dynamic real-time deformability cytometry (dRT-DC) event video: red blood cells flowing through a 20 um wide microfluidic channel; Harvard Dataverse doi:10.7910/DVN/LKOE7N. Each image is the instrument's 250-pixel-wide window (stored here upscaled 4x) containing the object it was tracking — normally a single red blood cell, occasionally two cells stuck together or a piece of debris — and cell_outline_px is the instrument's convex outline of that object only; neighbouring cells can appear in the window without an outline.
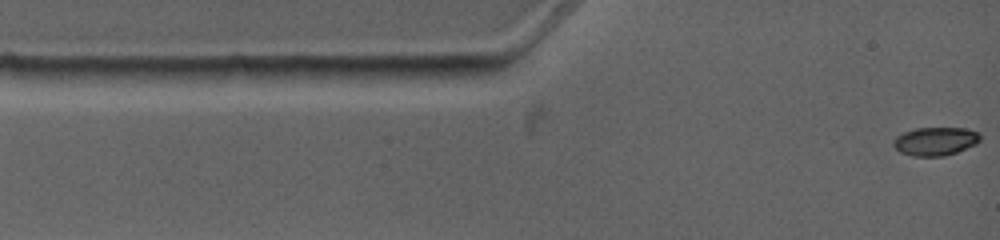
{"species": "common noctule bat (a hibernating species)", "species_latin": "Nyctalus noctula", "temperature_condition": "warm", "stored_images_in_passage": 5, "camera_frame_rate_fps": 4500, "um_per_image_px": 0.085, "animal": {"sex": "female", "body_mass_g": 19.0, "forearm_length_mm": 53.3}, "frame": {"image": 1, "passage_image": 1, "time_ms": 0.0, "image_size_px": [1000, 240], "cell_outline_px": [[980, 140], [976, 144], [956, 152], [944, 156], [912, 156], [900, 152], [892, 144], [892, 140], [896, 136], [904, 132], [916, 128], [964, 128], [976, 132], [980, 136]], "centroid_in_image_um": [79.47, 12.01], "position_along_channel_um": 5.5, "area_um2": 14.28}}
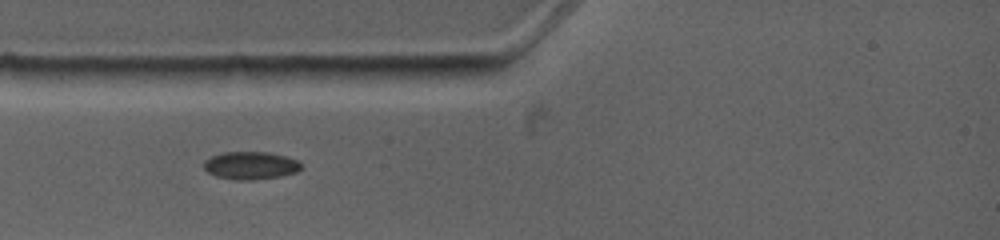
{"frame": {"image": 2, "passage_image": 4, "time_ms": 2.667, "image_size_px": [1000, 240], "cell_outline_px": [[300, 168], [296, 172], [280, 176], [252, 180], [236, 180], [216, 176], [208, 172], [204, 168], [204, 160], [212, 156], [224, 152], [268, 152], [300, 160]], "centroid_in_image_um": [21.29, 14.06], "position_along_channel_um": 63.7, "area_um2": 15.66}}
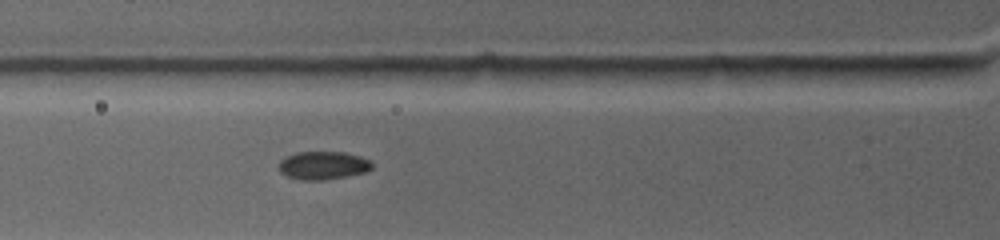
{"frame": {"image": 3, "passage_image": 5, "time_ms": 3.556, "image_size_px": [1000, 240], "cell_outline_px": [[372, 168], [364, 172], [324, 180], [304, 180], [288, 176], [280, 172], [280, 160], [296, 152], [344, 152], [360, 156], [372, 160]], "centroid_in_image_um": [27.49, 14.05], "position_along_channel_um": 98.3, "area_um2": 15.09}}